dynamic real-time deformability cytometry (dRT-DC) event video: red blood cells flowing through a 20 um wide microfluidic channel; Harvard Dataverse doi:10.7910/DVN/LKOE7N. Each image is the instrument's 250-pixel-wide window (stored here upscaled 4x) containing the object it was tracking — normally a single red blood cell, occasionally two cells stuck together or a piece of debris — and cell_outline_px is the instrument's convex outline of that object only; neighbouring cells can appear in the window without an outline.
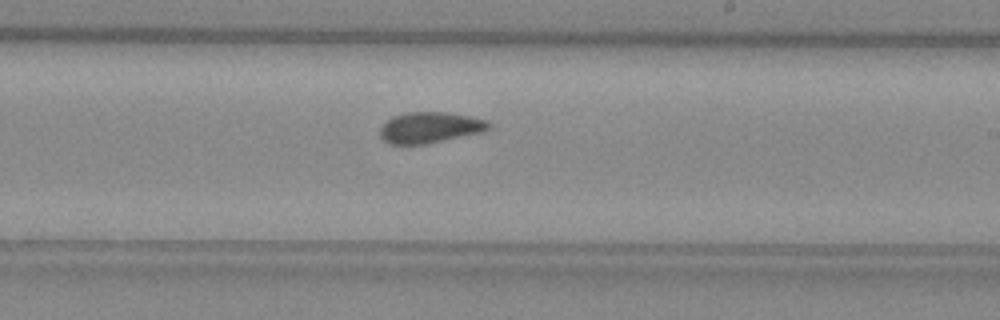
{"species": "common noctule bat (a hibernating species)", "species_latin": "Nyctalus noctula", "temperature_condition": "warm", "stored_images_in_passage": 34, "camera_frame_rate_fps": 3000, "um_per_image_px": 0.085, "animal": {"sex": "female", "body_mass_g": 29.2, "forearm_length_mm": 56.3}, "frame": {"image": 1, "passage_image": 18, "time_ms": 5.667, "image_size_px": [1000, 320], "cell_outline_px": [[492, 128], [484, 132], [424, 144], [388, 144], [380, 136], [380, 128], [392, 116], [404, 112], [448, 112], [468, 116], [484, 120], [492, 124]], "centroid_in_image_um": [36.55, 10.83], "position_along_channel_um": 252.4, "area_um2": 19.65}}
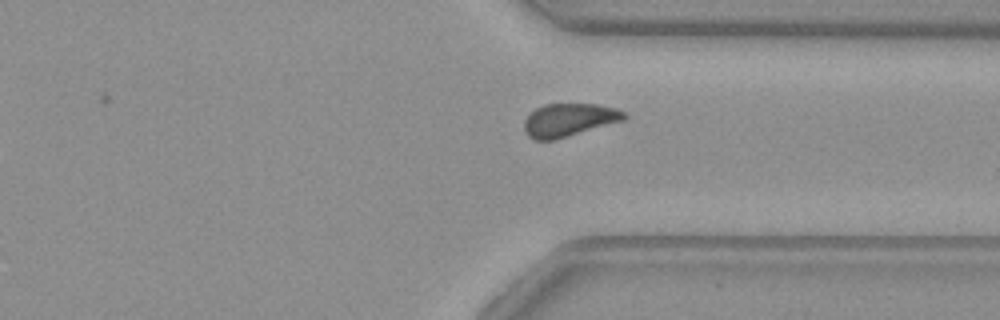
{"frame": {"image": 2, "passage_image": 26, "time_ms": 8.333, "image_size_px": [1000, 320], "cell_outline_px": [[628, 116], [624, 120], [556, 140], [532, 140], [524, 132], [524, 120], [536, 108], [544, 104], [596, 104], [616, 108], [624, 112]], "centroid_in_image_um": [48.35, 10.21], "position_along_channel_um": 363.1, "area_um2": 19.36}}